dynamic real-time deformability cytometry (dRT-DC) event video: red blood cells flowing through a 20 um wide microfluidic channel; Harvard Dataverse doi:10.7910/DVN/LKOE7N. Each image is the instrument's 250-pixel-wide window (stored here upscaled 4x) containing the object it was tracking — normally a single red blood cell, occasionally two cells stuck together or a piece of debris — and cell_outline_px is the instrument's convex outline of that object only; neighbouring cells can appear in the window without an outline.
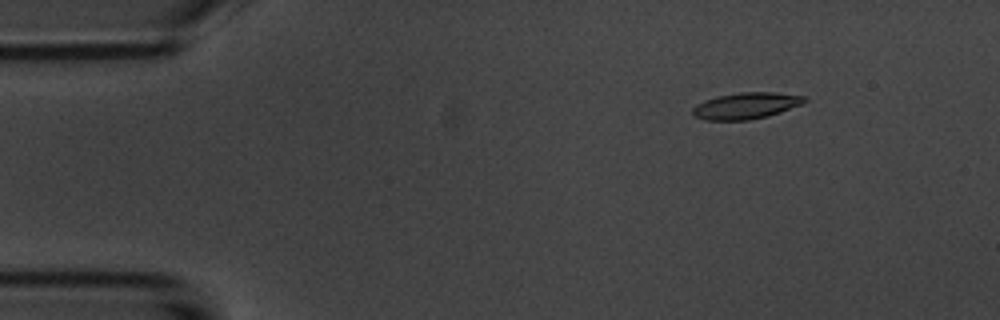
{"species": "common noctule bat (a hibernating species)", "species_latin": "Nyctalus noctula", "temperature_condition": "room temperature", "stored_images_in_passage": 54, "camera_frame_rate_fps": 3000, "um_per_image_px": 0.085, "animal": {"sex": "male", "body_mass_g": 20.1, "forearm_length_mm": 53.5}, "frame": {"image": 1, "passage_image": 7, "time_ms": 2.0, "image_size_px": [1000, 320], "cell_outline_px": [[808, 100], [804, 104], [768, 116], [748, 120], [704, 120], [692, 116], [692, 108], [696, 104], [704, 100], [716, 96], [740, 92], [776, 92], [804, 96]], "centroid_in_image_um": [63.4, 8.98], "position_along_channel_um": 21.6, "area_um2": 17.46}}
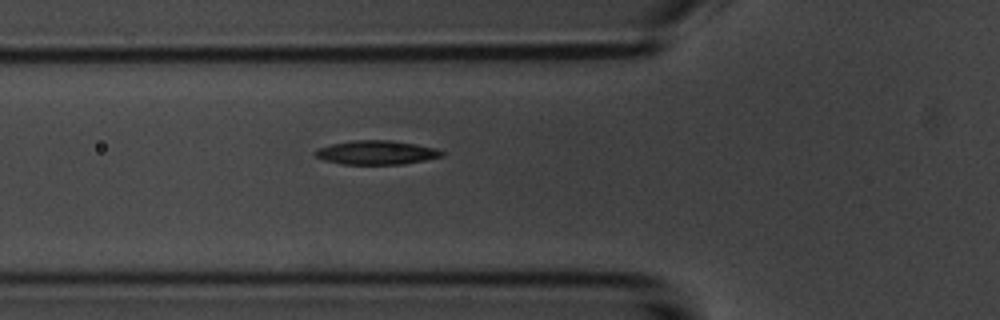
{"frame": {"image": 2, "passage_image": 19, "time_ms": 6.0, "image_size_px": [1000, 320], "cell_outline_px": [[444, 156], [404, 164], [340, 164], [324, 160], [316, 156], [312, 152], [316, 148], [332, 144], [352, 140], [392, 140], [416, 144], [436, 148], [444, 152]], "centroid_in_image_um": [31.98, 12.96], "position_along_channel_um": 93.8, "area_um2": 17.8}}
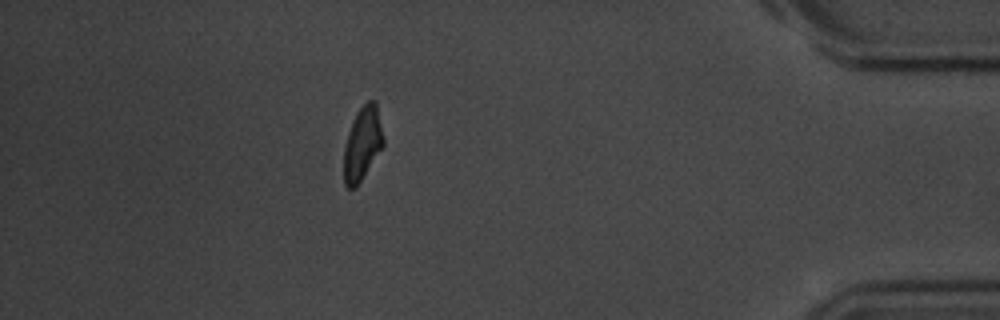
{"frame": {"image": 3, "passage_image": 48, "time_ms": 15.667, "image_size_px": [1000, 320], "cell_outline_px": [[384, 144], [356, 188], [348, 188], [344, 184], [344, 148], [348, 132], [352, 120], [356, 112], [368, 100], [376, 100], [384, 136]], "centroid_in_image_um": [30.81, 12.18], "position_along_channel_um": 404.4, "area_um2": 16.99}, "authors_computed_cell_mechanics": {"area_um2": 17.4556, "velocity_mm_per_s": 3.6917, "shape_relaxation_time_tau1_ms": 2.8167, "shape_relaxation_time_tau2_ms": 4.6641, "deformation_change_tau1": 0.1185, "deformation_change_tau2": 0.096}}